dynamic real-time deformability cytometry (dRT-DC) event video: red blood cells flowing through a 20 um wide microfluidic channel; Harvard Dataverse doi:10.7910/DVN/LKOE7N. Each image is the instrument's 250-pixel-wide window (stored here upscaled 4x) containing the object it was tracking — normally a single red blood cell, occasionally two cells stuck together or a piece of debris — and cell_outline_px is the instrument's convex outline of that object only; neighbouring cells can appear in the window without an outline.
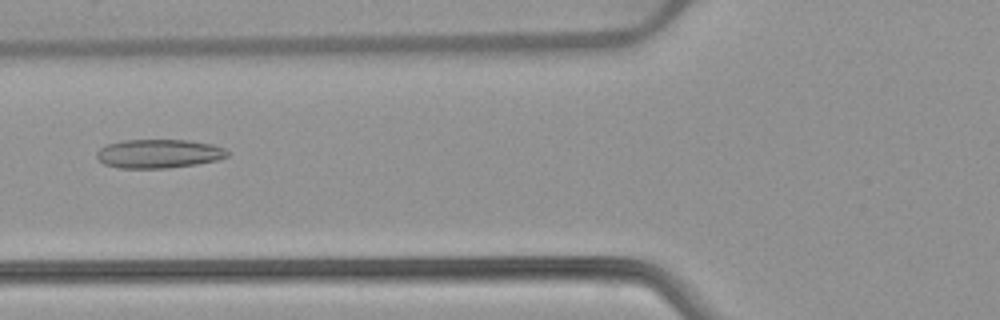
{"species": "common noctule bat (a hibernating species)", "species_latin": "Nyctalus noctula", "temperature_condition": "warm", "stored_images_in_passage": 50, "camera_frame_rate_fps": 3000, "um_per_image_px": 0.085, "animal": {"sex": "female", "body_mass_g": 22.7, "forearm_length_mm": 54.2}, "frame": {"image": 1, "passage_image": 18, "time_ms": 5.667, "image_size_px": [1000, 320], "cell_outline_px": [[232, 152], [228, 156], [216, 160], [196, 164], [168, 168], [120, 168], [104, 164], [96, 156], [96, 152], [100, 148], [108, 144], [124, 140], [188, 140], [212, 144], [224, 148]], "centroid_in_image_um": [13.52, 13.06], "position_along_channel_um": 112.3, "area_um2": 21.96}}
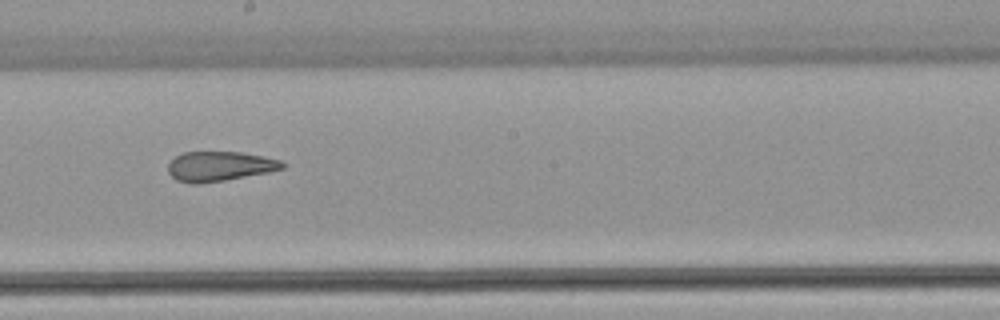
{"frame": {"image": 2, "passage_image": 27, "time_ms": 8.667, "image_size_px": [1000, 320], "cell_outline_px": [[288, 164], [284, 168], [268, 172], [224, 180], [196, 184], [192, 184], [176, 180], [168, 172], [168, 164], [176, 156], [184, 152], [240, 152], [264, 156], [280, 160]], "centroid_in_image_um": [18.68, 14.13], "position_along_channel_um": 229.5, "area_um2": 19.77}}
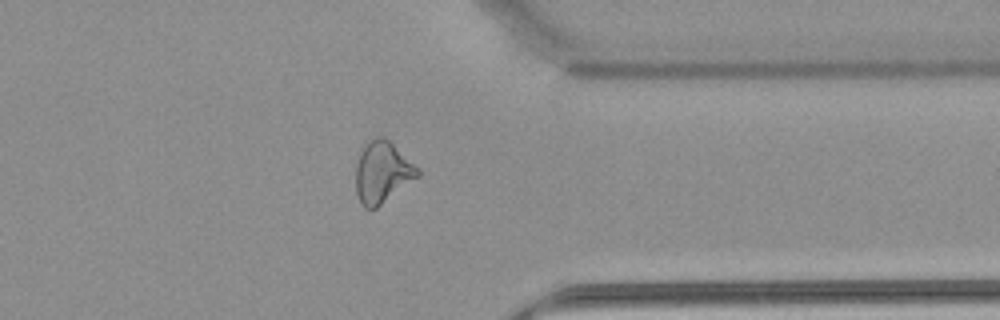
{"frame": {"image": 3, "passage_image": 39, "time_ms": 12.667, "image_size_px": [1000, 320], "cell_outline_px": [[420, 176], [376, 208], [364, 208], [360, 204], [356, 192], [356, 164], [360, 152], [364, 144], [376, 136], [384, 136], [420, 168]], "centroid_in_image_um": [32.5, 14.63], "position_along_channel_um": 378.9, "area_um2": 22.37}, "authors_computed_cell_mechanics": {"area_um2": 22.8599, "velocity_mm_per_s": 3.9041, "shape_relaxation_time_tau1_ms": null, "shape_relaxation_time_tau2_ms": 2.2923, "deformation_change_tau1": null, "deformation_change_tau2": 0.1187}}